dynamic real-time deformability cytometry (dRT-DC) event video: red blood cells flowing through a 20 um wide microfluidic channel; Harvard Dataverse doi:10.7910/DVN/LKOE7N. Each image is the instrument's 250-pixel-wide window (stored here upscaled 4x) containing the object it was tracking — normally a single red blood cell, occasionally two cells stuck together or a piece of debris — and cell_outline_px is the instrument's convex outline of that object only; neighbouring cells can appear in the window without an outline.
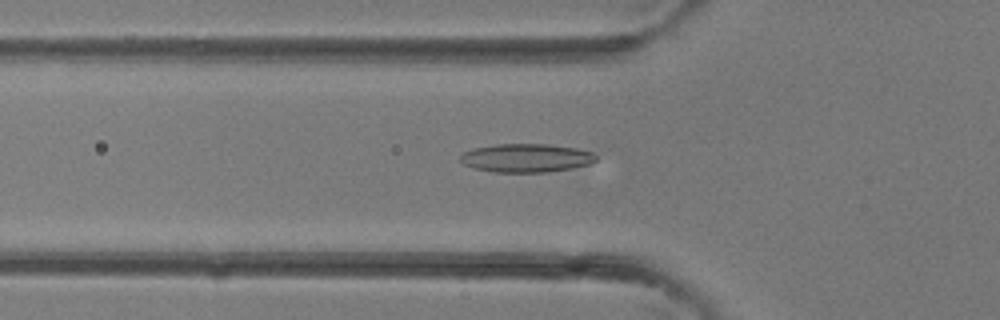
{"species": "common noctule bat (a hibernating species)", "species_latin": "Nyctalus noctula", "temperature_condition": "room temperature", "stored_images_in_passage": 34, "camera_frame_rate_fps": 3000, "um_per_image_px": 0.085, "animal": {"sex": "female"}, "frame": {"image": 1, "passage_image": 9, "time_ms": 2.667, "image_size_px": [1000, 320], "cell_outline_px": [[596, 160], [588, 164], [572, 168], [548, 172], [492, 172], [472, 168], [464, 164], [460, 160], [460, 156], [464, 152], [472, 148], [496, 144], [548, 144], [576, 148], [592, 152], [596, 156]], "centroid_in_image_um": [44.69, 13.43], "position_along_channel_um": 81.1, "area_um2": 22.6}}
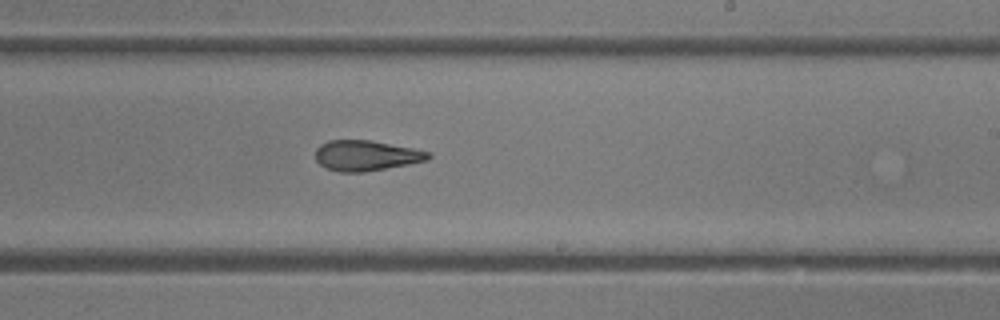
{"frame": {"image": 2, "passage_image": 19, "time_ms": 6.0, "image_size_px": [1000, 320], "cell_outline_px": [[432, 156], [428, 160], [408, 164], [364, 172], [340, 172], [324, 168], [316, 160], [316, 148], [320, 144], [328, 140], [372, 140], [412, 148], [428, 152]], "centroid_in_image_um": [31.09, 13.22], "position_along_channel_um": 257.9, "area_um2": 20.0}}
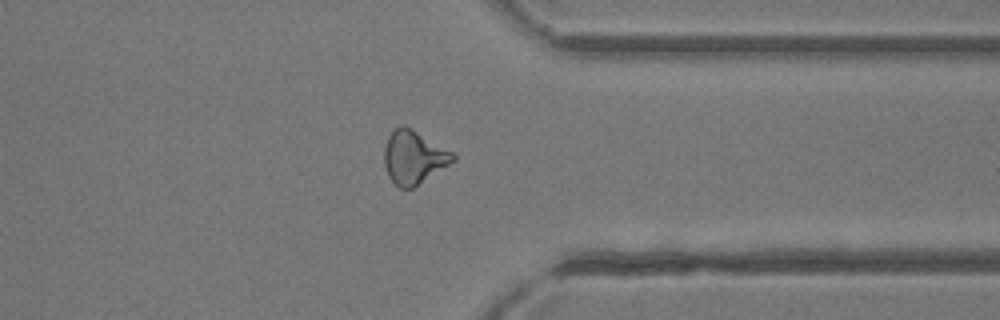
{"frame": {"image": 3, "passage_image": 26, "time_ms": 8.333, "image_size_px": [1000, 320], "cell_outline_px": [[456, 160], [412, 188], [400, 188], [388, 176], [384, 164], [384, 148], [388, 136], [400, 124], [404, 124], [452, 152], [456, 156]], "centroid_in_image_um": [35.14, 13.36], "position_along_channel_um": 376.3, "area_um2": 21.04}}